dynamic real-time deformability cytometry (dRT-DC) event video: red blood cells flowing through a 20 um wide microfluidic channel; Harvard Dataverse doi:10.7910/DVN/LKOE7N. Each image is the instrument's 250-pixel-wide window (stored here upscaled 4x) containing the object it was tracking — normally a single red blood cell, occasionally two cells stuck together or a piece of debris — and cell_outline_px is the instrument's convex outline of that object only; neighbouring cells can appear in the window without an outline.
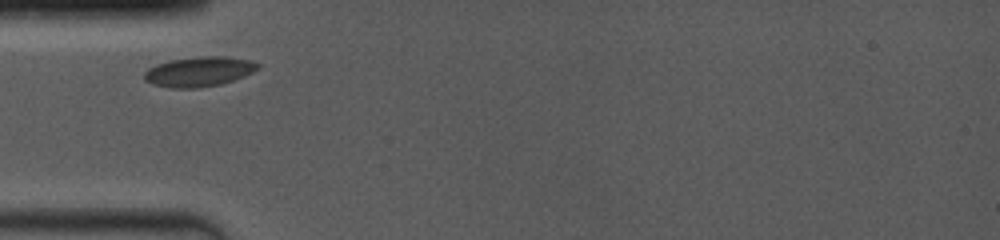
{"species": "common noctule bat (a hibernating species)", "species_latin": "Nyctalus noctula", "temperature_condition": "room temperature", "stored_images_in_passage": 30, "camera_frame_rate_fps": 4000, "um_per_image_px": 0.085, "animal": {"sex": "female", "body_mass_g": 19.0, "forearm_length_mm": 53.3}, "frame": {"image": 1, "passage_image": 1, "time_ms": 0.0, "image_size_px": [1000, 240], "cell_outline_px": [[260, 68], [244, 76], [220, 84], [196, 88], [172, 88], [152, 84], [144, 80], [144, 72], [148, 68], [156, 64], [168, 60], [200, 56], [224, 56], [248, 60], [260, 64]], "centroid_in_image_um": [16.88, 6.08], "position_along_channel_um": 68.1, "area_um2": 19.77}}
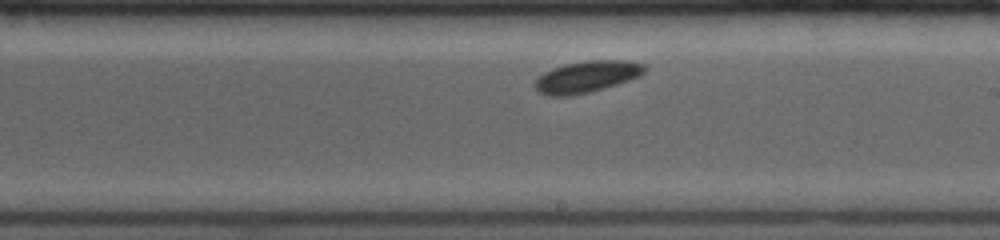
{"frame": {"image": 2, "passage_image": 18, "time_ms": 4.5, "image_size_px": [1000, 240], "cell_outline_px": [[648, 68], [640, 76], [604, 88], [572, 96], [548, 96], [536, 92], [532, 84], [544, 72], [552, 68], [564, 64], [584, 60], [628, 60], [644, 64]], "centroid_in_image_um": [49.84, 6.52], "position_along_channel_um": 239.2, "area_um2": 20.46}}
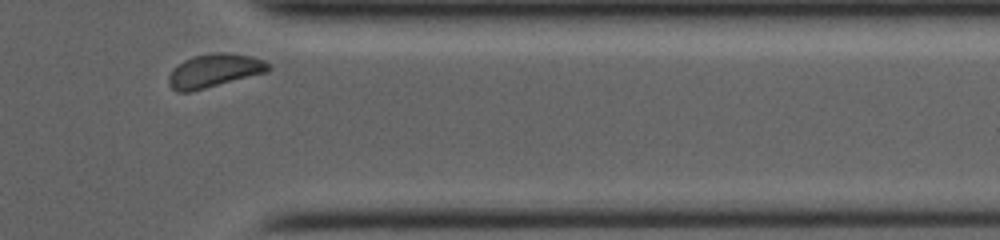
{"frame": {"image": 3, "passage_image": 30, "time_ms": 8.5, "image_size_px": [1000, 240], "cell_outline_px": [[272, 68], [268, 72], [192, 92], [176, 92], [168, 84], [168, 76], [172, 68], [184, 60], [196, 56], [212, 52], [228, 52], [252, 56], [264, 60], [272, 64]], "centroid_in_image_um": [18.24, 6.01], "position_along_channel_um": 393.2, "area_um2": 19.88}}